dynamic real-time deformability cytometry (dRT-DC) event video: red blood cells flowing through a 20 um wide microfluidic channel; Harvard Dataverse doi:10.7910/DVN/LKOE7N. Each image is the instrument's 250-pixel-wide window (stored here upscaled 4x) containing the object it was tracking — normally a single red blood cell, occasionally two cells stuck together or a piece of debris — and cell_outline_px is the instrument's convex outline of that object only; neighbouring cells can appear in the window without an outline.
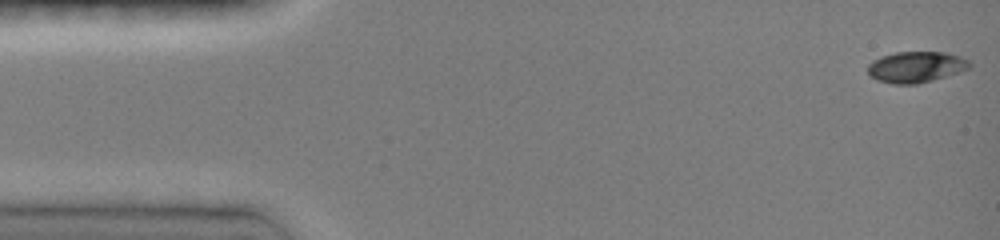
{"species": "common noctule bat (a hibernating species)", "species_latin": "Nyctalus noctula", "temperature_condition": "room temperature", "stored_images_in_passage": 21, "camera_frame_rate_fps": 3000, "um_per_image_px": 0.085, "animal": {"sex": "female", "body_mass_g": 19.0, "forearm_length_mm": 51.5}, "frame": {"image": 1, "passage_image": 1, "time_ms": 0.0, "image_size_px": [1000, 240], "cell_outline_px": [[972, 68], [960, 72], [932, 80], [916, 84], [892, 84], [876, 80], [868, 72], [868, 64], [872, 60], [880, 56], [896, 52], [944, 52], [960, 56], [968, 60], [972, 64]], "centroid_in_image_um": [77.87, 5.69], "position_along_channel_um": 7.1, "area_um2": 18.55}}
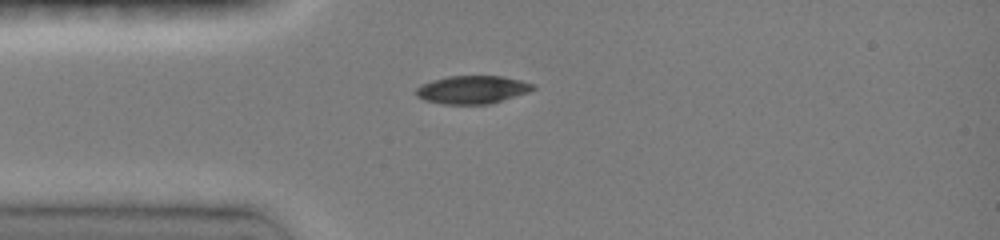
{"frame": {"image": 2, "passage_image": 17, "time_ms": 3.667, "image_size_px": [1000, 240], "cell_outline_px": [[536, 88], [528, 92], [488, 104], [444, 104], [424, 100], [416, 96], [416, 88], [432, 80], [448, 76], [500, 76], [520, 80], [536, 84]], "centroid_in_image_um": [40.15, 7.62], "position_along_channel_um": 44.8, "area_um2": 18.96}}